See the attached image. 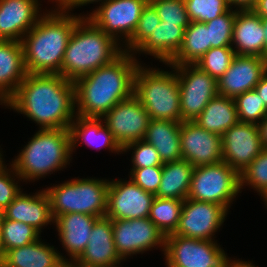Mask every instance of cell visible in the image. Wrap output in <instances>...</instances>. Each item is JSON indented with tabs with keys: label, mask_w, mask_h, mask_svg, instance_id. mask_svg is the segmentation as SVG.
Listing matches in <instances>:
<instances>
[{
	"label": "cell",
	"mask_w": 267,
	"mask_h": 267,
	"mask_svg": "<svg viewBox=\"0 0 267 267\" xmlns=\"http://www.w3.org/2000/svg\"><path fill=\"white\" fill-rule=\"evenodd\" d=\"M131 150H133L131 154L132 168H146L163 165L156 149L152 144L147 143L145 140H139L125 145L122 148V154L123 152H131Z\"/></svg>",
	"instance_id": "41"
},
{
	"label": "cell",
	"mask_w": 267,
	"mask_h": 267,
	"mask_svg": "<svg viewBox=\"0 0 267 267\" xmlns=\"http://www.w3.org/2000/svg\"><path fill=\"white\" fill-rule=\"evenodd\" d=\"M148 2L149 0H105L85 17L123 46L135 31Z\"/></svg>",
	"instance_id": "10"
},
{
	"label": "cell",
	"mask_w": 267,
	"mask_h": 267,
	"mask_svg": "<svg viewBox=\"0 0 267 267\" xmlns=\"http://www.w3.org/2000/svg\"><path fill=\"white\" fill-rule=\"evenodd\" d=\"M3 257H4V250H3V247H2L1 235H0V261L3 260Z\"/></svg>",
	"instance_id": "52"
},
{
	"label": "cell",
	"mask_w": 267,
	"mask_h": 267,
	"mask_svg": "<svg viewBox=\"0 0 267 267\" xmlns=\"http://www.w3.org/2000/svg\"><path fill=\"white\" fill-rule=\"evenodd\" d=\"M234 11H253L258 0H225Z\"/></svg>",
	"instance_id": "45"
},
{
	"label": "cell",
	"mask_w": 267,
	"mask_h": 267,
	"mask_svg": "<svg viewBox=\"0 0 267 267\" xmlns=\"http://www.w3.org/2000/svg\"><path fill=\"white\" fill-rule=\"evenodd\" d=\"M180 141L182 159L194 167L223 161L222 136L208 132L194 121L181 122Z\"/></svg>",
	"instance_id": "17"
},
{
	"label": "cell",
	"mask_w": 267,
	"mask_h": 267,
	"mask_svg": "<svg viewBox=\"0 0 267 267\" xmlns=\"http://www.w3.org/2000/svg\"><path fill=\"white\" fill-rule=\"evenodd\" d=\"M1 150H2V148L0 146V164L5 161L4 158H3V153H2L3 151H1Z\"/></svg>",
	"instance_id": "53"
},
{
	"label": "cell",
	"mask_w": 267,
	"mask_h": 267,
	"mask_svg": "<svg viewBox=\"0 0 267 267\" xmlns=\"http://www.w3.org/2000/svg\"><path fill=\"white\" fill-rule=\"evenodd\" d=\"M29 139L11 161L23 182H35L70 165L73 157L69 129H39Z\"/></svg>",
	"instance_id": "5"
},
{
	"label": "cell",
	"mask_w": 267,
	"mask_h": 267,
	"mask_svg": "<svg viewBox=\"0 0 267 267\" xmlns=\"http://www.w3.org/2000/svg\"><path fill=\"white\" fill-rule=\"evenodd\" d=\"M99 217L83 213H68L54 219L59 241L69 259H78L84 252L92 227Z\"/></svg>",
	"instance_id": "22"
},
{
	"label": "cell",
	"mask_w": 267,
	"mask_h": 267,
	"mask_svg": "<svg viewBox=\"0 0 267 267\" xmlns=\"http://www.w3.org/2000/svg\"><path fill=\"white\" fill-rule=\"evenodd\" d=\"M53 4L58 3L67 13H71L70 11H74L75 8H79L82 6H87V4H102L105 0H48ZM101 2V3H100Z\"/></svg>",
	"instance_id": "44"
},
{
	"label": "cell",
	"mask_w": 267,
	"mask_h": 267,
	"mask_svg": "<svg viewBox=\"0 0 267 267\" xmlns=\"http://www.w3.org/2000/svg\"><path fill=\"white\" fill-rule=\"evenodd\" d=\"M239 176L240 192L245 189L244 186H249L263 199L267 195V149H264Z\"/></svg>",
	"instance_id": "34"
},
{
	"label": "cell",
	"mask_w": 267,
	"mask_h": 267,
	"mask_svg": "<svg viewBox=\"0 0 267 267\" xmlns=\"http://www.w3.org/2000/svg\"><path fill=\"white\" fill-rule=\"evenodd\" d=\"M20 181H22V179L16 174L11 162L8 168L5 162L0 164V207L3 210H5L22 191L21 189L23 188H21L22 185L19 183Z\"/></svg>",
	"instance_id": "42"
},
{
	"label": "cell",
	"mask_w": 267,
	"mask_h": 267,
	"mask_svg": "<svg viewBox=\"0 0 267 267\" xmlns=\"http://www.w3.org/2000/svg\"><path fill=\"white\" fill-rule=\"evenodd\" d=\"M263 202H264V204L266 205V208H267V195L263 198Z\"/></svg>",
	"instance_id": "55"
},
{
	"label": "cell",
	"mask_w": 267,
	"mask_h": 267,
	"mask_svg": "<svg viewBox=\"0 0 267 267\" xmlns=\"http://www.w3.org/2000/svg\"><path fill=\"white\" fill-rule=\"evenodd\" d=\"M235 55V51L231 46L211 48L195 65L218 80L230 67Z\"/></svg>",
	"instance_id": "36"
},
{
	"label": "cell",
	"mask_w": 267,
	"mask_h": 267,
	"mask_svg": "<svg viewBox=\"0 0 267 267\" xmlns=\"http://www.w3.org/2000/svg\"><path fill=\"white\" fill-rule=\"evenodd\" d=\"M253 11L261 18H267V0H258Z\"/></svg>",
	"instance_id": "48"
},
{
	"label": "cell",
	"mask_w": 267,
	"mask_h": 267,
	"mask_svg": "<svg viewBox=\"0 0 267 267\" xmlns=\"http://www.w3.org/2000/svg\"><path fill=\"white\" fill-rule=\"evenodd\" d=\"M181 122L151 119L144 140L152 144L163 163L182 159Z\"/></svg>",
	"instance_id": "28"
},
{
	"label": "cell",
	"mask_w": 267,
	"mask_h": 267,
	"mask_svg": "<svg viewBox=\"0 0 267 267\" xmlns=\"http://www.w3.org/2000/svg\"><path fill=\"white\" fill-rule=\"evenodd\" d=\"M0 267H4L3 261H0Z\"/></svg>",
	"instance_id": "56"
},
{
	"label": "cell",
	"mask_w": 267,
	"mask_h": 267,
	"mask_svg": "<svg viewBox=\"0 0 267 267\" xmlns=\"http://www.w3.org/2000/svg\"><path fill=\"white\" fill-rule=\"evenodd\" d=\"M26 74L22 43L0 40V105L16 92Z\"/></svg>",
	"instance_id": "25"
},
{
	"label": "cell",
	"mask_w": 267,
	"mask_h": 267,
	"mask_svg": "<svg viewBox=\"0 0 267 267\" xmlns=\"http://www.w3.org/2000/svg\"><path fill=\"white\" fill-rule=\"evenodd\" d=\"M52 8L21 40L24 65L29 74L61 75V65L71 34L77 22L85 17L82 13H67L58 3Z\"/></svg>",
	"instance_id": "3"
},
{
	"label": "cell",
	"mask_w": 267,
	"mask_h": 267,
	"mask_svg": "<svg viewBox=\"0 0 267 267\" xmlns=\"http://www.w3.org/2000/svg\"><path fill=\"white\" fill-rule=\"evenodd\" d=\"M260 138L264 149H267V115L265 118L258 124Z\"/></svg>",
	"instance_id": "47"
},
{
	"label": "cell",
	"mask_w": 267,
	"mask_h": 267,
	"mask_svg": "<svg viewBox=\"0 0 267 267\" xmlns=\"http://www.w3.org/2000/svg\"><path fill=\"white\" fill-rule=\"evenodd\" d=\"M41 240L7 250L2 260L4 267H59L66 256Z\"/></svg>",
	"instance_id": "27"
},
{
	"label": "cell",
	"mask_w": 267,
	"mask_h": 267,
	"mask_svg": "<svg viewBox=\"0 0 267 267\" xmlns=\"http://www.w3.org/2000/svg\"><path fill=\"white\" fill-rule=\"evenodd\" d=\"M71 154L75 153L79 144L102 150L103 148L112 153L121 154L122 148L114 139L112 132L108 129L102 118H88L76 115L70 128Z\"/></svg>",
	"instance_id": "24"
},
{
	"label": "cell",
	"mask_w": 267,
	"mask_h": 267,
	"mask_svg": "<svg viewBox=\"0 0 267 267\" xmlns=\"http://www.w3.org/2000/svg\"><path fill=\"white\" fill-rule=\"evenodd\" d=\"M266 72V58L235 55L230 67L217 80L218 94L235 99L238 95L254 89Z\"/></svg>",
	"instance_id": "18"
},
{
	"label": "cell",
	"mask_w": 267,
	"mask_h": 267,
	"mask_svg": "<svg viewBox=\"0 0 267 267\" xmlns=\"http://www.w3.org/2000/svg\"><path fill=\"white\" fill-rule=\"evenodd\" d=\"M79 261L93 267H119L124 260L119 256L113 239L112 220L98 218Z\"/></svg>",
	"instance_id": "20"
},
{
	"label": "cell",
	"mask_w": 267,
	"mask_h": 267,
	"mask_svg": "<svg viewBox=\"0 0 267 267\" xmlns=\"http://www.w3.org/2000/svg\"><path fill=\"white\" fill-rule=\"evenodd\" d=\"M161 21L187 27L190 24L184 0H149Z\"/></svg>",
	"instance_id": "40"
},
{
	"label": "cell",
	"mask_w": 267,
	"mask_h": 267,
	"mask_svg": "<svg viewBox=\"0 0 267 267\" xmlns=\"http://www.w3.org/2000/svg\"><path fill=\"white\" fill-rule=\"evenodd\" d=\"M254 89L260 95V99L263 100L264 105L267 107V72L263 75Z\"/></svg>",
	"instance_id": "46"
},
{
	"label": "cell",
	"mask_w": 267,
	"mask_h": 267,
	"mask_svg": "<svg viewBox=\"0 0 267 267\" xmlns=\"http://www.w3.org/2000/svg\"><path fill=\"white\" fill-rule=\"evenodd\" d=\"M217 240H200L179 235L165 237L166 267H235L240 259H231Z\"/></svg>",
	"instance_id": "9"
},
{
	"label": "cell",
	"mask_w": 267,
	"mask_h": 267,
	"mask_svg": "<svg viewBox=\"0 0 267 267\" xmlns=\"http://www.w3.org/2000/svg\"><path fill=\"white\" fill-rule=\"evenodd\" d=\"M228 212L221 205L186 198L177 230L171 235L215 241L214 235L220 231Z\"/></svg>",
	"instance_id": "13"
},
{
	"label": "cell",
	"mask_w": 267,
	"mask_h": 267,
	"mask_svg": "<svg viewBox=\"0 0 267 267\" xmlns=\"http://www.w3.org/2000/svg\"><path fill=\"white\" fill-rule=\"evenodd\" d=\"M129 179L143 190L156 194L161 183L162 166L130 168Z\"/></svg>",
	"instance_id": "43"
},
{
	"label": "cell",
	"mask_w": 267,
	"mask_h": 267,
	"mask_svg": "<svg viewBox=\"0 0 267 267\" xmlns=\"http://www.w3.org/2000/svg\"><path fill=\"white\" fill-rule=\"evenodd\" d=\"M160 21L156 9L148 2L143 8L135 31L130 39L122 46L123 52L133 54L150 37Z\"/></svg>",
	"instance_id": "37"
},
{
	"label": "cell",
	"mask_w": 267,
	"mask_h": 267,
	"mask_svg": "<svg viewBox=\"0 0 267 267\" xmlns=\"http://www.w3.org/2000/svg\"><path fill=\"white\" fill-rule=\"evenodd\" d=\"M238 193L239 174L221 161L194 168L187 198L215 203L229 211Z\"/></svg>",
	"instance_id": "8"
},
{
	"label": "cell",
	"mask_w": 267,
	"mask_h": 267,
	"mask_svg": "<svg viewBox=\"0 0 267 267\" xmlns=\"http://www.w3.org/2000/svg\"><path fill=\"white\" fill-rule=\"evenodd\" d=\"M231 47L236 55L265 58V36L262 18L254 11L236 12Z\"/></svg>",
	"instance_id": "23"
},
{
	"label": "cell",
	"mask_w": 267,
	"mask_h": 267,
	"mask_svg": "<svg viewBox=\"0 0 267 267\" xmlns=\"http://www.w3.org/2000/svg\"><path fill=\"white\" fill-rule=\"evenodd\" d=\"M201 128L220 136L239 122L235 100L216 95L194 120Z\"/></svg>",
	"instance_id": "29"
},
{
	"label": "cell",
	"mask_w": 267,
	"mask_h": 267,
	"mask_svg": "<svg viewBox=\"0 0 267 267\" xmlns=\"http://www.w3.org/2000/svg\"><path fill=\"white\" fill-rule=\"evenodd\" d=\"M47 187L53 219L68 213H83L104 217L107 212L109 179L79 178Z\"/></svg>",
	"instance_id": "7"
},
{
	"label": "cell",
	"mask_w": 267,
	"mask_h": 267,
	"mask_svg": "<svg viewBox=\"0 0 267 267\" xmlns=\"http://www.w3.org/2000/svg\"><path fill=\"white\" fill-rule=\"evenodd\" d=\"M234 100L239 122L258 125L267 115V107L255 89L238 95Z\"/></svg>",
	"instance_id": "35"
},
{
	"label": "cell",
	"mask_w": 267,
	"mask_h": 267,
	"mask_svg": "<svg viewBox=\"0 0 267 267\" xmlns=\"http://www.w3.org/2000/svg\"><path fill=\"white\" fill-rule=\"evenodd\" d=\"M113 239L119 256L126 259L146 251L165 249V235L147 218L112 220Z\"/></svg>",
	"instance_id": "12"
},
{
	"label": "cell",
	"mask_w": 267,
	"mask_h": 267,
	"mask_svg": "<svg viewBox=\"0 0 267 267\" xmlns=\"http://www.w3.org/2000/svg\"><path fill=\"white\" fill-rule=\"evenodd\" d=\"M4 106L29 118L38 129H69L76 117L74 82L60 74L27 73Z\"/></svg>",
	"instance_id": "1"
},
{
	"label": "cell",
	"mask_w": 267,
	"mask_h": 267,
	"mask_svg": "<svg viewBox=\"0 0 267 267\" xmlns=\"http://www.w3.org/2000/svg\"><path fill=\"white\" fill-rule=\"evenodd\" d=\"M209 49L208 28L204 22H190L185 29L181 48L169 65L195 64Z\"/></svg>",
	"instance_id": "31"
},
{
	"label": "cell",
	"mask_w": 267,
	"mask_h": 267,
	"mask_svg": "<svg viewBox=\"0 0 267 267\" xmlns=\"http://www.w3.org/2000/svg\"><path fill=\"white\" fill-rule=\"evenodd\" d=\"M4 218V210L0 207V222L3 220Z\"/></svg>",
	"instance_id": "54"
},
{
	"label": "cell",
	"mask_w": 267,
	"mask_h": 267,
	"mask_svg": "<svg viewBox=\"0 0 267 267\" xmlns=\"http://www.w3.org/2000/svg\"><path fill=\"white\" fill-rule=\"evenodd\" d=\"M154 198L131 179L109 180L105 216L111 220L147 218Z\"/></svg>",
	"instance_id": "15"
},
{
	"label": "cell",
	"mask_w": 267,
	"mask_h": 267,
	"mask_svg": "<svg viewBox=\"0 0 267 267\" xmlns=\"http://www.w3.org/2000/svg\"><path fill=\"white\" fill-rule=\"evenodd\" d=\"M0 235L4 253L31 244L41 237V233L31 225L5 217L0 222Z\"/></svg>",
	"instance_id": "33"
},
{
	"label": "cell",
	"mask_w": 267,
	"mask_h": 267,
	"mask_svg": "<svg viewBox=\"0 0 267 267\" xmlns=\"http://www.w3.org/2000/svg\"><path fill=\"white\" fill-rule=\"evenodd\" d=\"M194 166L185 159L163 163L159 198L185 200L188 197Z\"/></svg>",
	"instance_id": "30"
},
{
	"label": "cell",
	"mask_w": 267,
	"mask_h": 267,
	"mask_svg": "<svg viewBox=\"0 0 267 267\" xmlns=\"http://www.w3.org/2000/svg\"><path fill=\"white\" fill-rule=\"evenodd\" d=\"M236 11L229 9L219 17L206 22L211 48L232 45V33Z\"/></svg>",
	"instance_id": "38"
},
{
	"label": "cell",
	"mask_w": 267,
	"mask_h": 267,
	"mask_svg": "<svg viewBox=\"0 0 267 267\" xmlns=\"http://www.w3.org/2000/svg\"><path fill=\"white\" fill-rule=\"evenodd\" d=\"M184 200L154 198L148 218L166 236L174 234L179 225Z\"/></svg>",
	"instance_id": "32"
},
{
	"label": "cell",
	"mask_w": 267,
	"mask_h": 267,
	"mask_svg": "<svg viewBox=\"0 0 267 267\" xmlns=\"http://www.w3.org/2000/svg\"><path fill=\"white\" fill-rule=\"evenodd\" d=\"M262 25L264 28V36H265V58L267 59V18H262Z\"/></svg>",
	"instance_id": "50"
},
{
	"label": "cell",
	"mask_w": 267,
	"mask_h": 267,
	"mask_svg": "<svg viewBox=\"0 0 267 267\" xmlns=\"http://www.w3.org/2000/svg\"><path fill=\"white\" fill-rule=\"evenodd\" d=\"M59 267H93L87 265L78 259H63Z\"/></svg>",
	"instance_id": "49"
},
{
	"label": "cell",
	"mask_w": 267,
	"mask_h": 267,
	"mask_svg": "<svg viewBox=\"0 0 267 267\" xmlns=\"http://www.w3.org/2000/svg\"><path fill=\"white\" fill-rule=\"evenodd\" d=\"M178 24H166L164 21L153 30V33L147 40L133 53L137 56L146 54L153 56L154 59L168 64L181 48L185 29Z\"/></svg>",
	"instance_id": "26"
},
{
	"label": "cell",
	"mask_w": 267,
	"mask_h": 267,
	"mask_svg": "<svg viewBox=\"0 0 267 267\" xmlns=\"http://www.w3.org/2000/svg\"><path fill=\"white\" fill-rule=\"evenodd\" d=\"M190 22H209L228 11L225 0H184Z\"/></svg>",
	"instance_id": "39"
},
{
	"label": "cell",
	"mask_w": 267,
	"mask_h": 267,
	"mask_svg": "<svg viewBox=\"0 0 267 267\" xmlns=\"http://www.w3.org/2000/svg\"><path fill=\"white\" fill-rule=\"evenodd\" d=\"M102 119L121 148L129 143L144 140L151 120L134 94L117 103Z\"/></svg>",
	"instance_id": "14"
},
{
	"label": "cell",
	"mask_w": 267,
	"mask_h": 267,
	"mask_svg": "<svg viewBox=\"0 0 267 267\" xmlns=\"http://www.w3.org/2000/svg\"><path fill=\"white\" fill-rule=\"evenodd\" d=\"M140 63L134 76V95L148 112L150 119L181 122L180 91L176 69L171 71ZM173 69V70H172Z\"/></svg>",
	"instance_id": "6"
},
{
	"label": "cell",
	"mask_w": 267,
	"mask_h": 267,
	"mask_svg": "<svg viewBox=\"0 0 267 267\" xmlns=\"http://www.w3.org/2000/svg\"><path fill=\"white\" fill-rule=\"evenodd\" d=\"M4 217L31 225L40 233L43 227L54 224L50 199L44 189L28 194L23 190L5 208Z\"/></svg>",
	"instance_id": "21"
},
{
	"label": "cell",
	"mask_w": 267,
	"mask_h": 267,
	"mask_svg": "<svg viewBox=\"0 0 267 267\" xmlns=\"http://www.w3.org/2000/svg\"><path fill=\"white\" fill-rule=\"evenodd\" d=\"M123 53L113 37L82 17L76 24L61 65V75L70 81L112 63Z\"/></svg>",
	"instance_id": "4"
},
{
	"label": "cell",
	"mask_w": 267,
	"mask_h": 267,
	"mask_svg": "<svg viewBox=\"0 0 267 267\" xmlns=\"http://www.w3.org/2000/svg\"><path fill=\"white\" fill-rule=\"evenodd\" d=\"M264 150L259 127L238 122L222 135V158L238 174Z\"/></svg>",
	"instance_id": "16"
},
{
	"label": "cell",
	"mask_w": 267,
	"mask_h": 267,
	"mask_svg": "<svg viewBox=\"0 0 267 267\" xmlns=\"http://www.w3.org/2000/svg\"><path fill=\"white\" fill-rule=\"evenodd\" d=\"M235 267H257L253 261H243L242 259L236 264Z\"/></svg>",
	"instance_id": "51"
},
{
	"label": "cell",
	"mask_w": 267,
	"mask_h": 267,
	"mask_svg": "<svg viewBox=\"0 0 267 267\" xmlns=\"http://www.w3.org/2000/svg\"><path fill=\"white\" fill-rule=\"evenodd\" d=\"M140 62L132 53L123 52L112 63L75 80L76 115L102 118L117 103L130 98Z\"/></svg>",
	"instance_id": "2"
},
{
	"label": "cell",
	"mask_w": 267,
	"mask_h": 267,
	"mask_svg": "<svg viewBox=\"0 0 267 267\" xmlns=\"http://www.w3.org/2000/svg\"><path fill=\"white\" fill-rule=\"evenodd\" d=\"M38 0H0V40L19 41L46 13Z\"/></svg>",
	"instance_id": "19"
},
{
	"label": "cell",
	"mask_w": 267,
	"mask_h": 267,
	"mask_svg": "<svg viewBox=\"0 0 267 267\" xmlns=\"http://www.w3.org/2000/svg\"><path fill=\"white\" fill-rule=\"evenodd\" d=\"M172 67L178 77L181 122L194 121L209 101L218 95L217 80L195 64Z\"/></svg>",
	"instance_id": "11"
}]
</instances>
